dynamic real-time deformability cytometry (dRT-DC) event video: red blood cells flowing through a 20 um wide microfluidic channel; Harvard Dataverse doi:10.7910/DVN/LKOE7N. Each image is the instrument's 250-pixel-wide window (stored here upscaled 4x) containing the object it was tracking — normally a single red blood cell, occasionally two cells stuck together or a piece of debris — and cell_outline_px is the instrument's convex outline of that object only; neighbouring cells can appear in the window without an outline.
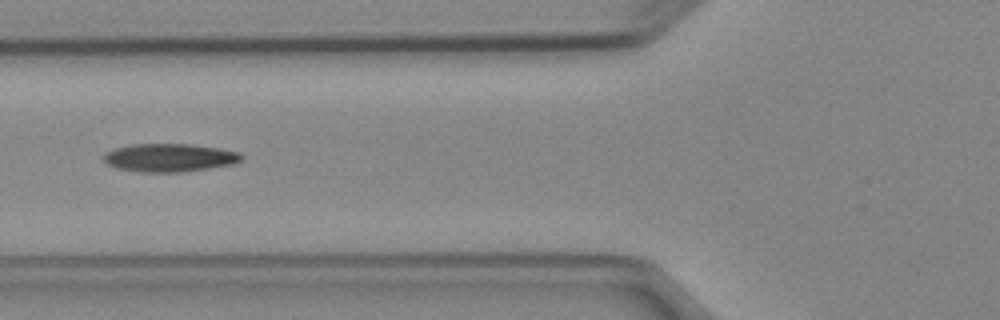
{"species": "Egyptian fruit bat (a non-hibernating species)", "species_latin": "Rousettus aegyptiacus", "temperature_condition": "cold", "stored_images_in_passage": 7, "camera_frame_rate_fps": 3000, "um_per_image_px": 0.085, "animal": {"sex": "female"}, "frame": {"image": 1, "passage_image": 7, "time_ms": 6.667, "image_size_px": [1000, 320], "cell_outline_px": [[244, 160], [236, 164], [184, 172], [140, 172], [116, 168], [108, 164], [100, 156], [104, 152], [112, 148], [132, 144], [192, 144], [220, 148], [240, 152], [244, 156]], "centroid_in_image_um": [14.42, 13.4], "position_along_channel_um": 111.4, "area_um2": 23.18}}